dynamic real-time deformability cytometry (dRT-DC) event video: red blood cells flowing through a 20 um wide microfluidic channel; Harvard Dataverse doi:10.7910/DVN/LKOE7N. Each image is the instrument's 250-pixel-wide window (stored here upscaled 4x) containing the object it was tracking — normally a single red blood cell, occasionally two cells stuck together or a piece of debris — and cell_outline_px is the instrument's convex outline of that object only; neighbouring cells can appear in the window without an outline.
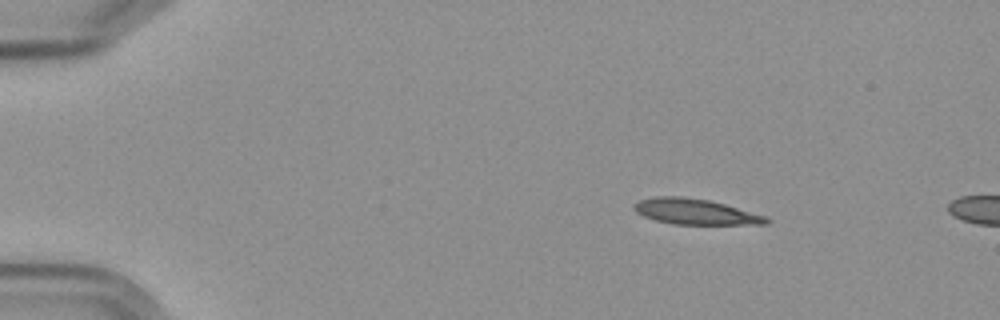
{"species": "Egyptian fruit bat (a non-hibernating species)", "species_latin": "Rousettus aegyptiacus", "temperature_condition": "cold", "stored_images_in_passage": 6, "camera_frame_rate_fps": 3000, "um_per_image_px": 0.085, "frame": {"image": 1, "passage_image": 2, "time_ms": 1.0, "image_size_px": [1000, 320], "cell_outline_px": [[772, 220], [768, 224], [672, 224], [656, 220], [644, 216], [636, 212], [632, 208], [632, 204], [640, 200], [656, 196], [680, 196], [708, 200], [724, 204], [768, 216]], "centroid_in_image_um": [59.11, 17.99], "position_along_channel_um": 25.9, "area_um2": 19.77}}
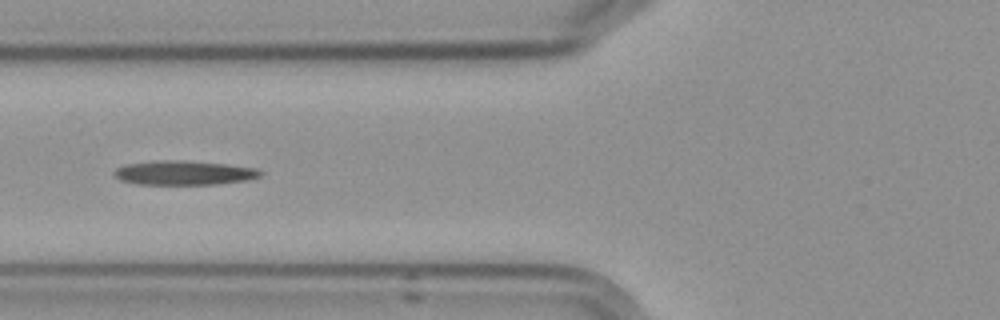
{"frame": {"image": 2, "passage_image": 6, "time_ms": 5.667, "image_size_px": [1000, 320], "cell_outline_px": [[264, 172], [260, 176], [248, 180], [216, 184], [136, 184], [120, 180], [112, 172], [116, 168], [124, 164], [160, 160], [184, 160], [224, 164], [256, 168]], "centroid_in_image_um": [15.62, 14.68], "position_along_channel_um": 110.2, "area_um2": 20.69}}